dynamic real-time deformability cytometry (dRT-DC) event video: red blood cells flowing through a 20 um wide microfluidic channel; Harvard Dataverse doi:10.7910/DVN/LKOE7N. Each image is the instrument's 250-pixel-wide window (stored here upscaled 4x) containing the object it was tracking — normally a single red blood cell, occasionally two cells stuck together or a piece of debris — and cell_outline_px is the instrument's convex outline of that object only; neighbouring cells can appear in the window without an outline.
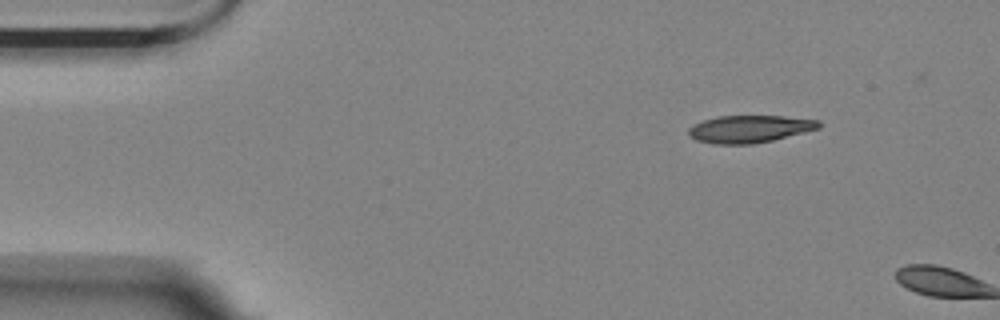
{"species": "Egyptian fruit bat (a non-hibernating species)", "species_latin": "Rousettus aegyptiacus", "temperature_condition": "room temperature", "stored_images_in_passage": 2, "camera_frame_rate_fps": 3000, "um_per_image_px": 0.085, "animal": {"sex": "female"}, "frame": {"image": 1, "passage_image": 1, "time_ms": 0.0, "image_size_px": [1000, 320], "cell_outline_px": [[820, 128], [772, 140], [752, 144], [712, 144], [696, 140], [688, 136], [688, 128], [704, 120], [716, 116], [784, 116], [820, 120]], "centroid_in_image_um": [63.69, 10.96], "position_along_channel_um": 21.3, "area_um2": 20.75}}